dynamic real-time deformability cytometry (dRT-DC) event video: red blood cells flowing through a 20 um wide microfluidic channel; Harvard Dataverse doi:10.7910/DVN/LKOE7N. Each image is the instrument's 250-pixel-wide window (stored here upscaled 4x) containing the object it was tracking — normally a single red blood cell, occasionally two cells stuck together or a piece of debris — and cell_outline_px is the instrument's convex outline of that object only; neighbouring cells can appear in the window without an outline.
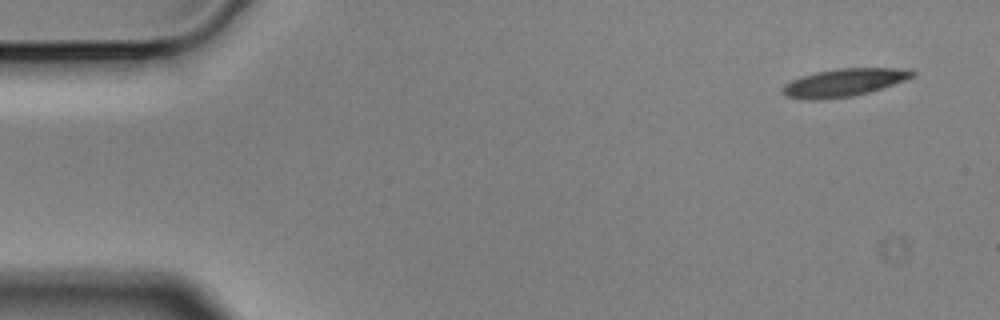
{"species": "Egyptian fruit bat (a non-hibernating species)", "species_latin": "Rousettus aegyptiacus", "temperature_condition": "cold", "stored_images_in_passage": 4, "camera_frame_rate_fps": 3000, "um_per_image_px": 0.085, "animal": {"sex": "male"}, "frame": {"image": 1, "passage_image": 1, "time_ms": 0.0, "image_size_px": [1000, 320], "cell_outline_px": [[916, 76], [868, 92], [852, 96], [824, 100], [804, 100], [784, 96], [784, 84], [800, 76], [816, 72], [836, 68], [908, 68], [916, 72]], "centroid_in_image_um": [71.72, 7.01], "position_along_channel_um": 13.3, "area_um2": 21.1}}